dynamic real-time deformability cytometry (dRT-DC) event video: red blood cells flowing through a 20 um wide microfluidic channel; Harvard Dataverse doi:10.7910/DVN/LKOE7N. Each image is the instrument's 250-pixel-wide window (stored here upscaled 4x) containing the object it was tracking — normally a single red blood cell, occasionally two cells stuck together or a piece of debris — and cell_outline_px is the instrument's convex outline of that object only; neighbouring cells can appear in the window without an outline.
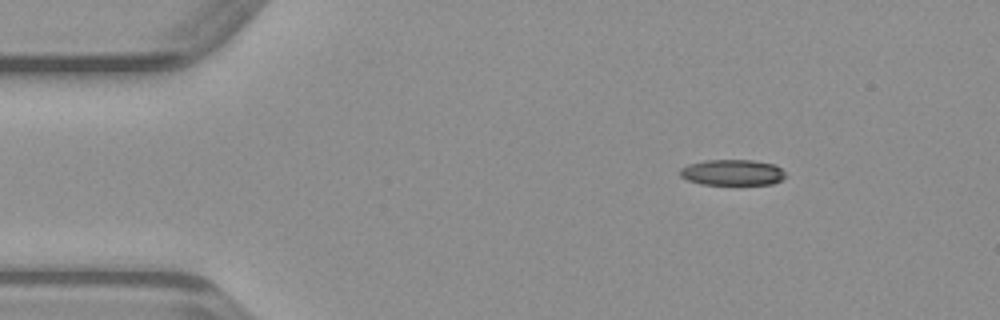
{"species": "common noctule bat (a hibernating species)", "species_latin": "Nyctalus noctula", "temperature_condition": "warm", "stored_images_in_passage": 43, "camera_frame_rate_fps": 3000, "um_per_image_px": 0.085, "animal": {"sex": "male", "body_mass_g": 23.1, "forearm_length_mm": 52.7}, "frame": {"image": 1, "passage_image": 1, "time_ms": 0.0, "image_size_px": [1000, 320], "cell_outline_px": [[788, 176], [772, 184], [700, 184], [688, 180], [680, 176], [680, 168], [688, 164], [704, 160], [752, 160], [776, 164]], "centroid_in_image_um": [62.26, 14.65], "position_along_channel_um": 22.7, "area_um2": 15.95}}
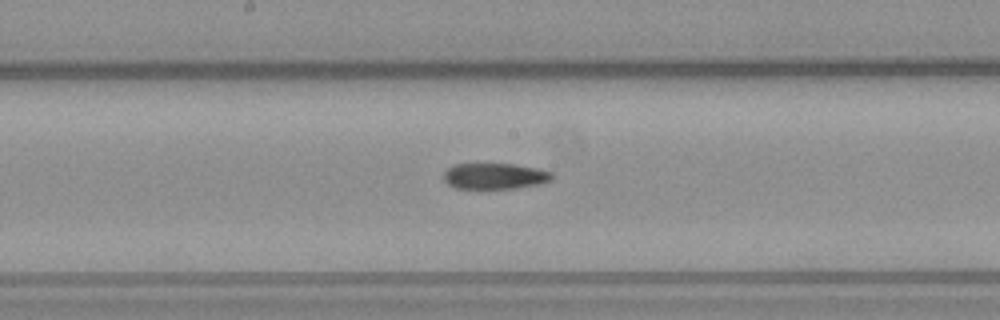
{"frame": {"image": 2, "passage_image": 19, "time_ms": 6.0, "image_size_px": [1000, 320], "cell_outline_px": [[552, 180], [540, 184], [512, 188], [456, 188], [448, 184], [444, 180], [444, 172], [452, 164], [512, 164], [536, 168], [552, 172]], "centroid_in_image_um": [42.04, 14.96], "position_along_channel_um": 206.2, "area_um2": 16.24}}
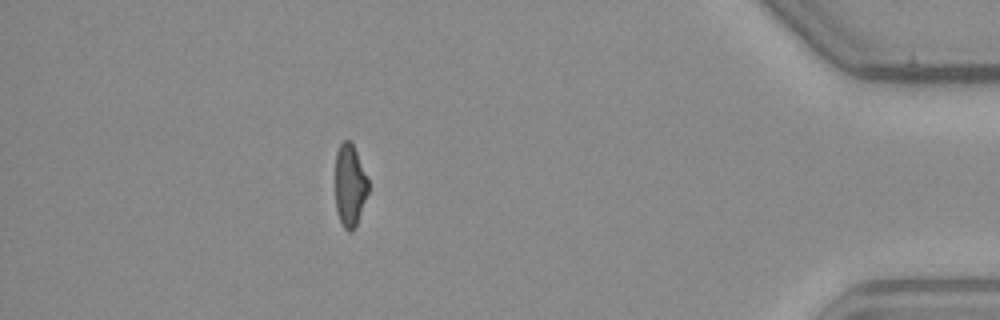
{"frame": {"image": 3, "passage_image": 37, "time_ms": 12.0, "image_size_px": [1000, 320], "cell_outline_px": [[368, 192], [356, 228], [352, 232], [348, 232], [344, 228], [336, 212], [336, 152], [340, 144], [344, 140], [348, 140], [352, 144], [356, 152], [368, 180]], "centroid_in_image_um": [29.73, 15.82], "position_along_channel_um": 405.5, "area_um2": 15.72}}